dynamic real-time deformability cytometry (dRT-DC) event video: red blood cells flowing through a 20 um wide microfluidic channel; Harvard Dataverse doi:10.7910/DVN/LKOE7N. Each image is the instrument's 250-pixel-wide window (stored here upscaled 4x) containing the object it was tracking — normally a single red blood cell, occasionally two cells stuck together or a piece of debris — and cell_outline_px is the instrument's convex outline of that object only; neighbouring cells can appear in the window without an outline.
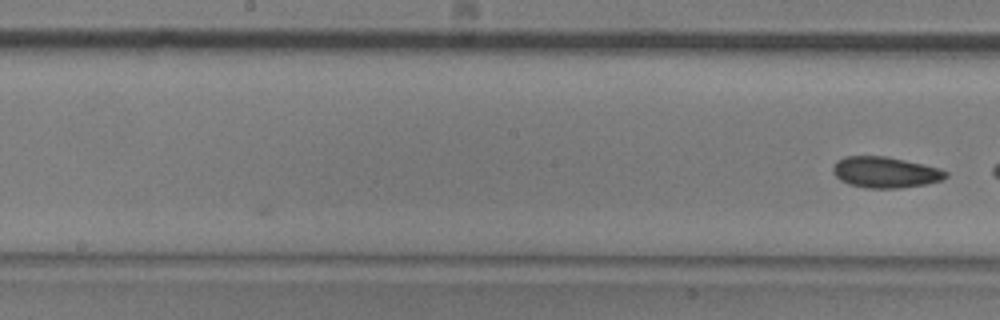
{"species": "common noctule bat (a hibernating species)", "species_latin": "Nyctalus noctula", "temperature_condition": "room temperature", "stored_images_in_passage": 7, "camera_frame_rate_fps": 3000, "um_per_image_px": 0.085, "animal": {"sex": "male", "body_mass_g": 20.5, "forearm_length_mm": 52.5}, "frame": {"image": 1, "passage_image": 7, "time_ms": 2.0, "image_size_px": [1000, 320], "cell_outline_px": [[948, 176], [944, 180], [924, 184], [900, 188], [864, 188], [848, 184], [840, 180], [832, 172], [832, 168], [836, 160], [844, 156], [884, 156], [904, 160], [940, 168], [948, 172]], "centroid_in_image_um": [75.23, 14.65], "position_along_channel_um": 173.0, "area_um2": 20.52}}